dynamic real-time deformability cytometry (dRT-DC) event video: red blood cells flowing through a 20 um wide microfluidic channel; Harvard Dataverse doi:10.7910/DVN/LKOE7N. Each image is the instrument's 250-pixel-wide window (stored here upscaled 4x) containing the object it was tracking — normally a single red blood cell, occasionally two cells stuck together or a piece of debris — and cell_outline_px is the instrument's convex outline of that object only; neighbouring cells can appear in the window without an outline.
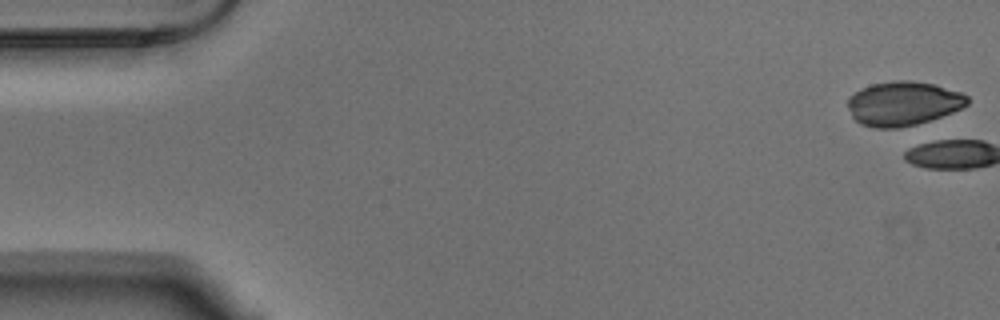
{"species": "Egyptian fruit bat (a non-hibernating species)", "species_latin": "Rousettus aegyptiacus", "temperature_condition": "warm", "stored_images_in_passage": 2, "camera_frame_rate_fps": 3000, "um_per_image_px": 0.085, "animal": {"sex": "male"}, "frame": {"image": 1, "passage_image": 1, "time_ms": 0.0, "image_size_px": [1000, 320], "cell_outline_px": [[968, 104], [952, 112], [916, 124], [900, 128], [872, 128], [860, 124], [852, 116], [848, 108], [848, 96], [860, 88], [872, 84], [892, 80], [912, 80], [936, 84], [960, 92], [968, 96]], "centroid_in_image_um": [76.73, 8.78], "position_along_channel_um": 8.3, "area_um2": 30.98}}